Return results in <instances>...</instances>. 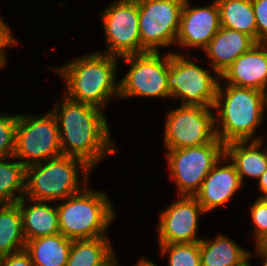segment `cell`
I'll return each mask as SVG.
<instances>
[{"instance_id": "6da1fadb", "label": "cell", "mask_w": 267, "mask_h": 266, "mask_svg": "<svg viewBox=\"0 0 267 266\" xmlns=\"http://www.w3.org/2000/svg\"><path fill=\"white\" fill-rule=\"evenodd\" d=\"M63 97L61 107L57 103L51 110L58 123L62 155L77 157L93 170L107 154L117 153L103 110Z\"/></svg>"}, {"instance_id": "7a4b0ae2", "label": "cell", "mask_w": 267, "mask_h": 266, "mask_svg": "<svg viewBox=\"0 0 267 266\" xmlns=\"http://www.w3.org/2000/svg\"><path fill=\"white\" fill-rule=\"evenodd\" d=\"M118 60L116 56L96 52L58 68L66 83V97L103 110L107 100L119 97V82L115 77Z\"/></svg>"}, {"instance_id": "3957f363", "label": "cell", "mask_w": 267, "mask_h": 266, "mask_svg": "<svg viewBox=\"0 0 267 266\" xmlns=\"http://www.w3.org/2000/svg\"><path fill=\"white\" fill-rule=\"evenodd\" d=\"M219 82L214 109L217 111L215 127L217 138L225 145L233 141L262 140L253 138L263 121L267 108V93L245 87L225 84V92ZM259 125V126H258Z\"/></svg>"}, {"instance_id": "277c9868", "label": "cell", "mask_w": 267, "mask_h": 266, "mask_svg": "<svg viewBox=\"0 0 267 266\" xmlns=\"http://www.w3.org/2000/svg\"><path fill=\"white\" fill-rule=\"evenodd\" d=\"M83 184V190L57 204L60 233L71 240L107 237L105 232L116 217L114 208L105 192Z\"/></svg>"}, {"instance_id": "5b68a950", "label": "cell", "mask_w": 267, "mask_h": 266, "mask_svg": "<svg viewBox=\"0 0 267 266\" xmlns=\"http://www.w3.org/2000/svg\"><path fill=\"white\" fill-rule=\"evenodd\" d=\"M79 168L82 169V181L87 182L92 169L77 157L60 155L27 166L24 197L60 202L80 192Z\"/></svg>"}, {"instance_id": "8992f818", "label": "cell", "mask_w": 267, "mask_h": 266, "mask_svg": "<svg viewBox=\"0 0 267 266\" xmlns=\"http://www.w3.org/2000/svg\"><path fill=\"white\" fill-rule=\"evenodd\" d=\"M219 79L186 56L169 53L168 90L171 98L183 100L182 105L214 107Z\"/></svg>"}, {"instance_id": "52a82bcc", "label": "cell", "mask_w": 267, "mask_h": 266, "mask_svg": "<svg viewBox=\"0 0 267 266\" xmlns=\"http://www.w3.org/2000/svg\"><path fill=\"white\" fill-rule=\"evenodd\" d=\"M60 155L62 150L58 123L51 111L41 118L18 115L15 159L27 167Z\"/></svg>"}, {"instance_id": "ba28073f", "label": "cell", "mask_w": 267, "mask_h": 266, "mask_svg": "<svg viewBox=\"0 0 267 266\" xmlns=\"http://www.w3.org/2000/svg\"><path fill=\"white\" fill-rule=\"evenodd\" d=\"M168 168L180 196H195L215 163L224 155V144L216 138L197 147L167 150Z\"/></svg>"}, {"instance_id": "9c48e42d", "label": "cell", "mask_w": 267, "mask_h": 266, "mask_svg": "<svg viewBox=\"0 0 267 266\" xmlns=\"http://www.w3.org/2000/svg\"><path fill=\"white\" fill-rule=\"evenodd\" d=\"M214 107L181 105L166 116L164 146L168 150L197 147L216 138Z\"/></svg>"}, {"instance_id": "30bf717a", "label": "cell", "mask_w": 267, "mask_h": 266, "mask_svg": "<svg viewBox=\"0 0 267 266\" xmlns=\"http://www.w3.org/2000/svg\"><path fill=\"white\" fill-rule=\"evenodd\" d=\"M141 53L176 44L185 0H137Z\"/></svg>"}, {"instance_id": "8fae6325", "label": "cell", "mask_w": 267, "mask_h": 266, "mask_svg": "<svg viewBox=\"0 0 267 266\" xmlns=\"http://www.w3.org/2000/svg\"><path fill=\"white\" fill-rule=\"evenodd\" d=\"M160 52L147 51L123 56L129 64V72L119 82V97L170 98L167 74L169 53L163 59Z\"/></svg>"}, {"instance_id": "7c38bea8", "label": "cell", "mask_w": 267, "mask_h": 266, "mask_svg": "<svg viewBox=\"0 0 267 266\" xmlns=\"http://www.w3.org/2000/svg\"><path fill=\"white\" fill-rule=\"evenodd\" d=\"M107 51L116 57L141 53L137 0H118L101 12Z\"/></svg>"}, {"instance_id": "4fadbf2b", "label": "cell", "mask_w": 267, "mask_h": 266, "mask_svg": "<svg viewBox=\"0 0 267 266\" xmlns=\"http://www.w3.org/2000/svg\"><path fill=\"white\" fill-rule=\"evenodd\" d=\"M161 214L158 225L160 245L200 242L197 237L199 215L206 212L194 196H180Z\"/></svg>"}, {"instance_id": "5bb4252c", "label": "cell", "mask_w": 267, "mask_h": 266, "mask_svg": "<svg viewBox=\"0 0 267 266\" xmlns=\"http://www.w3.org/2000/svg\"><path fill=\"white\" fill-rule=\"evenodd\" d=\"M185 0L176 44L183 47H201L204 50L221 27L216 0L204 7L190 8Z\"/></svg>"}, {"instance_id": "9a60e30c", "label": "cell", "mask_w": 267, "mask_h": 266, "mask_svg": "<svg viewBox=\"0 0 267 266\" xmlns=\"http://www.w3.org/2000/svg\"><path fill=\"white\" fill-rule=\"evenodd\" d=\"M220 77L226 80L225 84L267 93V43H256L225 69Z\"/></svg>"}, {"instance_id": "2e32d148", "label": "cell", "mask_w": 267, "mask_h": 266, "mask_svg": "<svg viewBox=\"0 0 267 266\" xmlns=\"http://www.w3.org/2000/svg\"><path fill=\"white\" fill-rule=\"evenodd\" d=\"M227 159L223 155L215 163L194 196L206 213L227 203L242 186L239 174L233 163L224 166L220 165L221 162L225 163Z\"/></svg>"}, {"instance_id": "e0dca14e", "label": "cell", "mask_w": 267, "mask_h": 266, "mask_svg": "<svg viewBox=\"0 0 267 266\" xmlns=\"http://www.w3.org/2000/svg\"><path fill=\"white\" fill-rule=\"evenodd\" d=\"M256 43L245 33L221 26L203 51L211 61V72L221 75L239 56L249 51Z\"/></svg>"}, {"instance_id": "ac0fdd59", "label": "cell", "mask_w": 267, "mask_h": 266, "mask_svg": "<svg viewBox=\"0 0 267 266\" xmlns=\"http://www.w3.org/2000/svg\"><path fill=\"white\" fill-rule=\"evenodd\" d=\"M27 199L22 197L17 202L22 214L25 241L60 233L57 205L53 207L47 204L48 201L29 199L34 203L26 207Z\"/></svg>"}, {"instance_id": "d6986e66", "label": "cell", "mask_w": 267, "mask_h": 266, "mask_svg": "<svg viewBox=\"0 0 267 266\" xmlns=\"http://www.w3.org/2000/svg\"><path fill=\"white\" fill-rule=\"evenodd\" d=\"M262 144L263 139L233 141L224 145V155L228 160L230 158L242 183L247 176L259 180L267 170V146L261 151Z\"/></svg>"}, {"instance_id": "ffe728a7", "label": "cell", "mask_w": 267, "mask_h": 266, "mask_svg": "<svg viewBox=\"0 0 267 266\" xmlns=\"http://www.w3.org/2000/svg\"><path fill=\"white\" fill-rule=\"evenodd\" d=\"M72 240L61 233L25 242L24 250L34 266H67Z\"/></svg>"}, {"instance_id": "44dd1931", "label": "cell", "mask_w": 267, "mask_h": 266, "mask_svg": "<svg viewBox=\"0 0 267 266\" xmlns=\"http://www.w3.org/2000/svg\"><path fill=\"white\" fill-rule=\"evenodd\" d=\"M115 256L107 237L72 240L67 266H113Z\"/></svg>"}, {"instance_id": "7402d4cb", "label": "cell", "mask_w": 267, "mask_h": 266, "mask_svg": "<svg viewBox=\"0 0 267 266\" xmlns=\"http://www.w3.org/2000/svg\"><path fill=\"white\" fill-rule=\"evenodd\" d=\"M200 254L201 266H236L249 256L250 251L225 235H219L210 241L202 239Z\"/></svg>"}, {"instance_id": "603a6c76", "label": "cell", "mask_w": 267, "mask_h": 266, "mask_svg": "<svg viewBox=\"0 0 267 266\" xmlns=\"http://www.w3.org/2000/svg\"><path fill=\"white\" fill-rule=\"evenodd\" d=\"M220 24L247 34L257 42V26L251 0H216Z\"/></svg>"}, {"instance_id": "cb8c5ba5", "label": "cell", "mask_w": 267, "mask_h": 266, "mask_svg": "<svg viewBox=\"0 0 267 266\" xmlns=\"http://www.w3.org/2000/svg\"><path fill=\"white\" fill-rule=\"evenodd\" d=\"M25 242L19 205L0 204V257L24 250Z\"/></svg>"}, {"instance_id": "d4e9b609", "label": "cell", "mask_w": 267, "mask_h": 266, "mask_svg": "<svg viewBox=\"0 0 267 266\" xmlns=\"http://www.w3.org/2000/svg\"><path fill=\"white\" fill-rule=\"evenodd\" d=\"M25 179L26 167L19 160L0 158V204L17 203L24 197Z\"/></svg>"}, {"instance_id": "484cf974", "label": "cell", "mask_w": 267, "mask_h": 266, "mask_svg": "<svg viewBox=\"0 0 267 266\" xmlns=\"http://www.w3.org/2000/svg\"><path fill=\"white\" fill-rule=\"evenodd\" d=\"M160 251L168 254L169 266H201L200 242L160 245Z\"/></svg>"}, {"instance_id": "4316f807", "label": "cell", "mask_w": 267, "mask_h": 266, "mask_svg": "<svg viewBox=\"0 0 267 266\" xmlns=\"http://www.w3.org/2000/svg\"><path fill=\"white\" fill-rule=\"evenodd\" d=\"M18 114H0V158L15 159V139Z\"/></svg>"}, {"instance_id": "83f0119b", "label": "cell", "mask_w": 267, "mask_h": 266, "mask_svg": "<svg viewBox=\"0 0 267 266\" xmlns=\"http://www.w3.org/2000/svg\"><path fill=\"white\" fill-rule=\"evenodd\" d=\"M254 223V237L257 245L267 244V198H257L250 208Z\"/></svg>"}, {"instance_id": "f1b7e54d", "label": "cell", "mask_w": 267, "mask_h": 266, "mask_svg": "<svg viewBox=\"0 0 267 266\" xmlns=\"http://www.w3.org/2000/svg\"><path fill=\"white\" fill-rule=\"evenodd\" d=\"M257 26V43H267V0H251Z\"/></svg>"}, {"instance_id": "f546056e", "label": "cell", "mask_w": 267, "mask_h": 266, "mask_svg": "<svg viewBox=\"0 0 267 266\" xmlns=\"http://www.w3.org/2000/svg\"><path fill=\"white\" fill-rule=\"evenodd\" d=\"M0 266H34L30 255L25 251H19L0 257Z\"/></svg>"}, {"instance_id": "4dcf8cb0", "label": "cell", "mask_w": 267, "mask_h": 266, "mask_svg": "<svg viewBox=\"0 0 267 266\" xmlns=\"http://www.w3.org/2000/svg\"><path fill=\"white\" fill-rule=\"evenodd\" d=\"M15 38L10 33V28L0 17V61L5 65L6 63V52L4 49L10 45H17ZM5 47V48H4Z\"/></svg>"}, {"instance_id": "1f68e13d", "label": "cell", "mask_w": 267, "mask_h": 266, "mask_svg": "<svg viewBox=\"0 0 267 266\" xmlns=\"http://www.w3.org/2000/svg\"><path fill=\"white\" fill-rule=\"evenodd\" d=\"M258 188L263 193L259 198H267V170L262 174L258 180Z\"/></svg>"}, {"instance_id": "d6a6232c", "label": "cell", "mask_w": 267, "mask_h": 266, "mask_svg": "<svg viewBox=\"0 0 267 266\" xmlns=\"http://www.w3.org/2000/svg\"><path fill=\"white\" fill-rule=\"evenodd\" d=\"M256 254L263 257L264 263L262 266H267V246L266 245H257L255 246Z\"/></svg>"}, {"instance_id": "836d02e7", "label": "cell", "mask_w": 267, "mask_h": 266, "mask_svg": "<svg viewBox=\"0 0 267 266\" xmlns=\"http://www.w3.org/2000/svg\"><path fill=\"white\" fill-rule=\"evenodd\" d=\"M135 266H157V265L153 263L151 260L141 258L138 264Z\"/></svg>"}, {"instance_id": "e575fe53", "label": "cell", "mask_w": 267, "mask_h": 266, "mask_svg": "<svg viewBox=\"0 0 267 266\" xmlns=\"http://www.w3.org/2000/svg\"><path fill=\"white\" fill-rule=\"evenodd\" d=\"M250 255H251V252H250L249 256L246 259H244L240 264H238L236 266H251L250 263L248 262L249 261L248 259L250 258Z\"/></svg>"}, {"instance_id": "d590c367", "label": "cell", "mask_w": 267, "mask_h": 266, "mask_svg": "<svg viewBox=\"0 0 267 266\" xmlns=\"http://www.w3.org/2000/svg\"><path fill=\"white\" fill-rule=\"evenodd\" d=\"M3 66L4 64L0 61V69H2Z\"/></svg>"}, {"instance_id": "8d00e7d4", "label": "cell", "mask_w": 267, "mask_h": 266, "mask_svg": "<svg viewBox=\"0 0 267 266\" xmlns=\"http://www.w3.org/2000/svg\"><path fill=\"white\" fill-rule=\"evenodd\" d=\"M118 264H119V263H118V261H117L113 266H118Z\"/></svg>"}]
</instances>
